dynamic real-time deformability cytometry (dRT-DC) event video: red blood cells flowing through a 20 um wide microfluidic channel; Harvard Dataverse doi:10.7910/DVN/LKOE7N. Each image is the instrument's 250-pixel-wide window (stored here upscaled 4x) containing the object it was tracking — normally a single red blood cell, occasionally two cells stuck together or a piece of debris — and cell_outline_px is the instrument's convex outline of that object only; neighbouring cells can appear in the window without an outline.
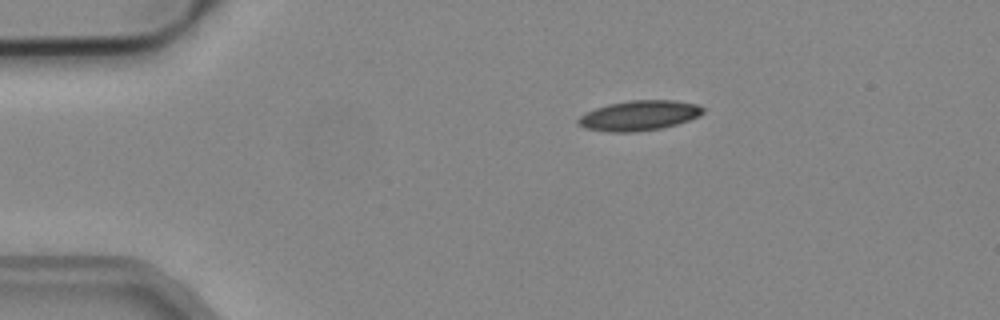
{"species": "common noctule bat (a hibernating species)", "species_latin": "Nyctalus noctula", "temperature_condition": "cold", "stored_images_in_passage": 43, "camera_frame_rate_fps": 3000, "um_per_image_px": 0.085, "animal": {"sex": "male", "body_mass_g": 19.2, "forearm_length_mm": 51.8}, "frame": {"image": 1, "passage_image": 1, "time_ms": 0.0, "image_size_px": [1000, 320], "cell_outline_px": [[704, 108], [696, 116], [672, 124], [656, 128], [592, 128], [580, 124], [580, 120], [588, 112], [612, 104], [636, 100], [664, 100], [692, 104]], "centroid_in_image_um": [54.42, 9.74], "position_along_channel_um": 30.6, "area_um2": 18.79}}
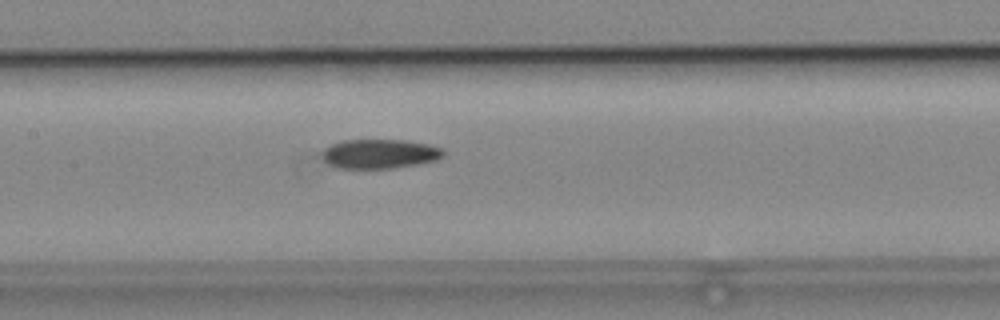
{"frame": {"image": 2, "passage_image": 16, "time_ms": 5.0, "image_size_px": [1000, 320], "cell_outline_px": [[440, 156], [428, 160], [408, 164], [380, 168], [344, 168], [332, 164], [324, 156], [324, 152], [328, 148], [336, 144], [352, 140], [392, 140], [420, 144], [440, 148]], "centroid_in_image_um": [32.19, 13.07], "position_along_channel_um": 175.2, "area_um2": 18.55}}
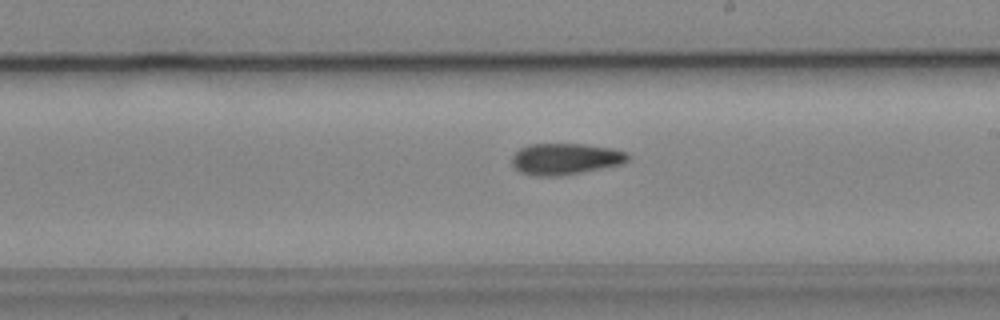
{"frame": {"image": 3, "passage_image": 21, "time_ms": 6.667, "image_size_px": [1000, 320], "cell_outline_px": [[628, 156], [624, 160], [612, 164], [572, 172], [524, 172], [516, 168], [512, 160], [516, 152], [524, 148], [536, 144], [572, 144], [600, 148], [624, 152]], "centroid_in_image_um": [47.96, 13.43], "position_along_channel_um": 241.0, "area_um2": 18.09}}